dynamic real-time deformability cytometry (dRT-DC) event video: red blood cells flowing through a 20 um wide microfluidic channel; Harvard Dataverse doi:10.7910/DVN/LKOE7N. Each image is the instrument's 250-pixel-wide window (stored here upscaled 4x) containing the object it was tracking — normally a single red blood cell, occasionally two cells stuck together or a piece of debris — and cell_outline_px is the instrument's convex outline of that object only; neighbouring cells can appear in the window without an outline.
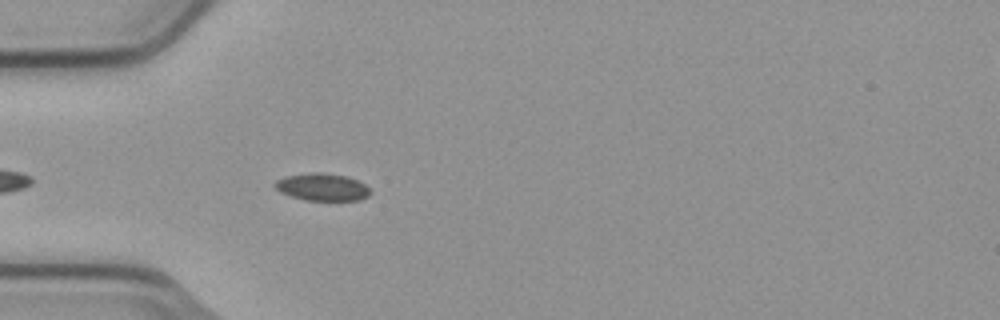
{"species": "common noctule bat (a hibernating species)", "species_latin": "Nyctalus noctula", "temperature_condition": "cold", "stored_images_in_passage": 15, "camera_frame_rate_fps": 3000, "um_per_image_px": 0.085, "animal": {"sex": "male", "body_mass_g": 23.1, "forearm_length_mm": 52.7}, "frame": {"image": 1, "passage_image": 5, "time_ms": 1.333, "image_size_px": [1000, 320], "cell_outline_px": [[372, 192], [368, 196], [360, 200], [304, 200], [280, 192], [272, 184], [276, 180], [284, 176], [312, 172], [320, 172], [348, 176], [364, 184]], "centroid_in_image_um": [27.37, 15.89], "position_along_channel_um": 57.6, "area_um2": 15.26}}
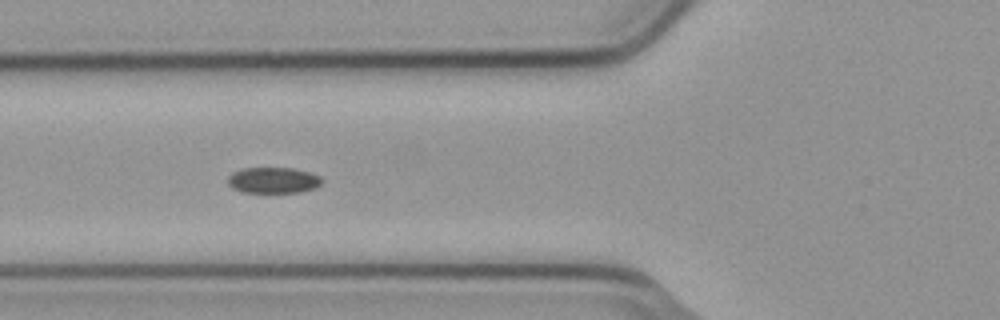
{"frame": {"image": 2, "passage_image": 9, "time_ms": 2.667, "image_size_px": [1000, 320], "cell_outline_px": [[324, 180], [316, 188], [300, 192], [240, 192], [232, 188], [228, 184], [228, 176], [232, 172], [244, 168], [292, 168], [308, 172], [320, 176]], "centroid_in_image_um": [23.22, 15.32], "position_along_channel_um": 102.6, "area_um2": 14.28}}
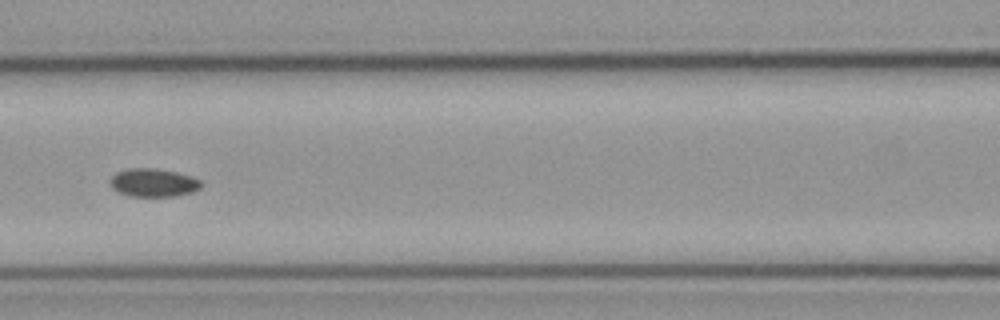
{"frame": {"image": 3, "passage_image": 13, "time_ms": 4.0, "image_size_px": [1000, 320], "cell_outline_px": [[204, 184], [200, 188], [192, 192], [176, 196], [128, 196], [112, 188], [112, 176], [116, 172], [128, 168], [152, 168], [176, 172], [200, 180]], "centroid_in_image_um": [13.05, 15.53], "position_along_channel_um": 153.5, "area_um2": 14.8}}